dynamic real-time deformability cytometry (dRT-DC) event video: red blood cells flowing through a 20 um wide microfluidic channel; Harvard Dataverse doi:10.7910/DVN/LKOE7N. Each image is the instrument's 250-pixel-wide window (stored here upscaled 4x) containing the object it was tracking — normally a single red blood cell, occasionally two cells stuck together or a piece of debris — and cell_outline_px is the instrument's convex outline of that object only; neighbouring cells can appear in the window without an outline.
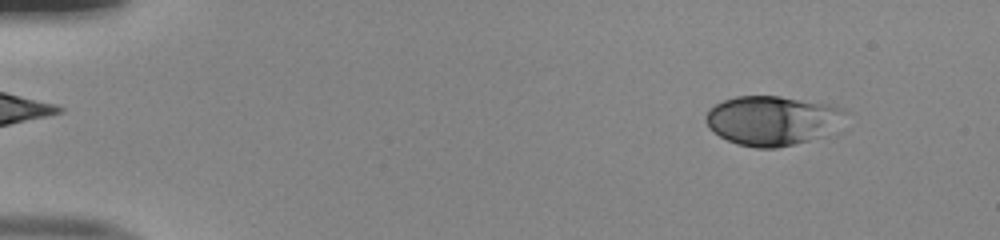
{"species": "human", "species_latin": "Homo sapiens", "temperature_condition": "room temperature", "stored_images_in_passage": 50, "camera_frame_rate_fps": 3000, "um_per_image_px": 0.085, "donor": {"sex": "male"}, "frame": {"image": 1, "passage_image": 5, "time_ms": 1.333, "image_size_px": [1000, 240], "cell_outline_px": [[848, 112], [824, 136], [776, 148], [756, 148], [736, 144], [720, 136], [708, 128], [704, 120], [704, 116], [716, 104], [724, 100], [736, 96], [780, 96], [828, 104], [840, 108]], "centroid_in_image_um": [65.57, 10.24], "position_along_channel_um": 19.4, "area_um2": 39.77}}
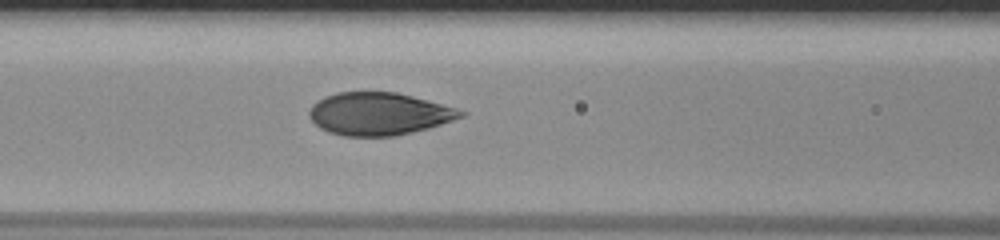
{"frame": {"image": 2, "passage_image": 22, "time_ms": 7.0, "image_size_px": [1000, 240], "cell_outline_px": [[468, 112], [464, 116], [428, 128], [412, 132], [392, 136], [344, 136], [328, 132], [320, 128], [308, 116], [308, 112], [312, 104], [316, 100], [324, 96], [336, 92], [396, 92], [412, 96], [456, 108]], "centroid_in_image_um": [32.16, 9.67], "position_along_channel_um": 134.4, "area_um2": 37.57}}
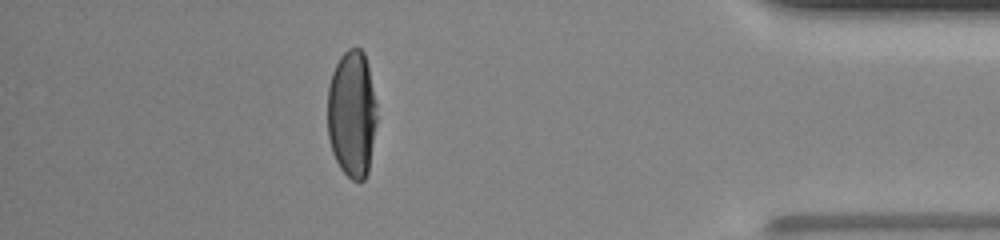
{"frame": {"image": 3, "passage_image": 45, "time_ms": 14.667, "image_size_px": [1000, 240], "cell_outline_px": [[376, 124], [368, 172], [364, 180], [352, 180], [340, 168], [332, 152], [328, 136], [328, 84], [332, 72], [340, 56], [348, 48], [360, 48], [364, 52], [368, 68], [376, 104]], "centroid_in_image_um": [29.9, 9.68], "position_along_channel_um": 405.3, "area_um2": 36.47}, "authors_computed_cell_mechanics": {"area_um2": 38.3503, "velocity_mm_per_s": 4.0256, "shape_relaxation_time_tau1_ms": 5.5046, "shape_relaxation_time_tau2_ms": null, "deformation_change_tau1": 0.2429, "deformation_change_tau2": null}}